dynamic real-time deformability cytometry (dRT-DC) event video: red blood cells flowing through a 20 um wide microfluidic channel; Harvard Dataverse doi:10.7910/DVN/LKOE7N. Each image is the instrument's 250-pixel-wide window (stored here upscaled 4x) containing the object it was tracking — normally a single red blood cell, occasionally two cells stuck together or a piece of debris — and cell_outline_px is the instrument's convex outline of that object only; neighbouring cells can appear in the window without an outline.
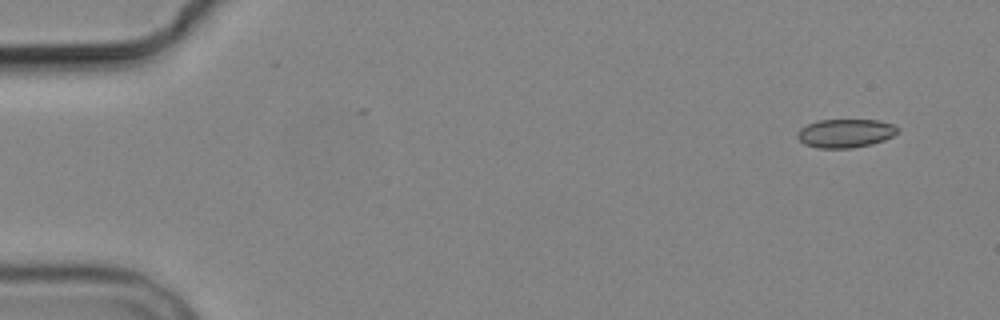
{"species": "common noctule bat (a hibernating species)", "species_latin": "Nyctalus noctula", "temperature_condition": "cold", "stored_images_in_passage": 4, "camera_frame_rate_fps": 3000, "um_per_image_px": 0.085, "animal": {"sex": "male", "body_mass_g": 19.2, "forearm_length_mm": 51.8}, "frame": {"image": 1, "passage_image": 1, "time_ms": 0.0, "image_size_px": [1000, 320], "cell_outline_px": [[900, 132], [884, 140], [872, 144], [852, 148], [816, 148], [804, 144], [796, 136], [800, 128], [808, 124], [820, 120], [880, 120], [892, 124], [900, 128]], "centroid_in_image_um": [71.89, 11.33], "position_along_channel_um": 13.1, "area_um2": 16.82}}